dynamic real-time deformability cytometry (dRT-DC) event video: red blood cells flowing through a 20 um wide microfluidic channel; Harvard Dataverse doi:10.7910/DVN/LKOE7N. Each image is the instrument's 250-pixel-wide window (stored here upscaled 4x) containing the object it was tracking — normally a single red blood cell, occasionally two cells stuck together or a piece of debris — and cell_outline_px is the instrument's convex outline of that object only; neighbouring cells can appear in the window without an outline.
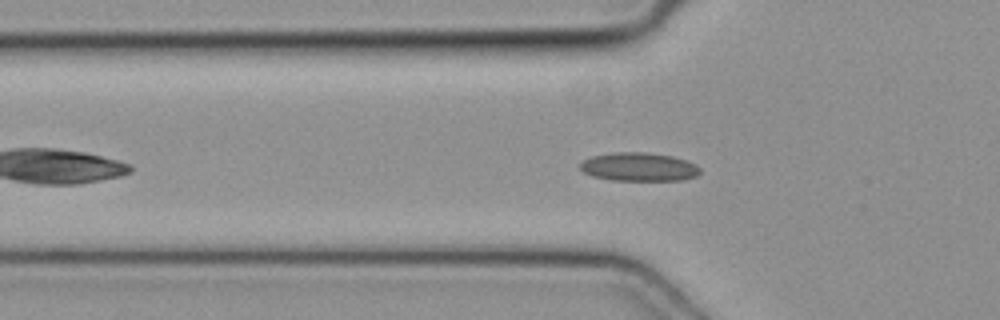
{"species": "common noctule bat (a hibernating species)", "species_latin": "Nyctalus noctula", "temperature_condition": "cold", "stored_images_in_passage": 41, "camera_frame_rate_fps": 3000, "um_per_image_px": 0.085, "animal": {"sex": "female", "body_mass_g": 19.3, "forearm_length_mm": 54.1}, "frame": {"image": 1, "passage_image": 7, "time_ms": 2.0, "image_size_px": [1000, 320], "cell_outline_px": [[700, 172], [696, 176], [684, 180], [608, 180], [592, 176], [584, 172], [580, 168], [580, 164], [584, 160], [592, 156], [612, 152], [648, 152], [672, 156], [696, 164], [700, 168]], "centroid_in_image_um": [54.3, 14.18], "position_along_channel_um": 71.5, "area_um2": 20.0}}
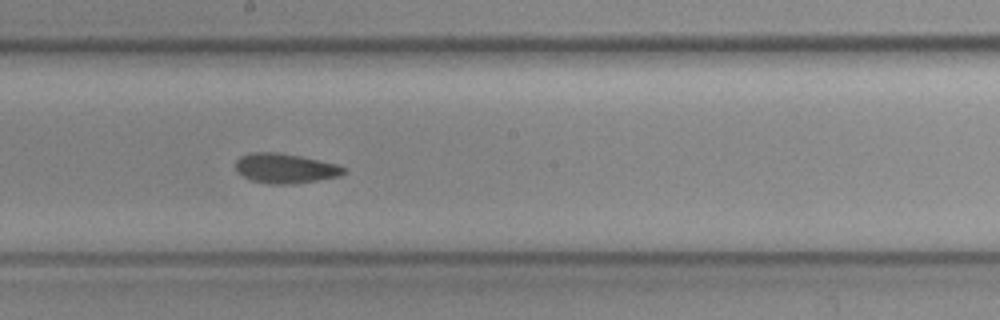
{"frame": {"image": 2, "passage_image": 18, "time_ms": 5.667, "image_size_px": [1000, 320], "cell_outline_px": [[348, 172], [340, 176], [292, 184], [268, 184], [252, 180], [236, 172], [236, 160], [240, 156], [252, 152], [276, 152], [300, 156], [336, 164], [348, 168]], "centroid_in_image_um": [24.26, 14.31], "position_along_channel_um": 223.9, "area_um2": 18.79}}
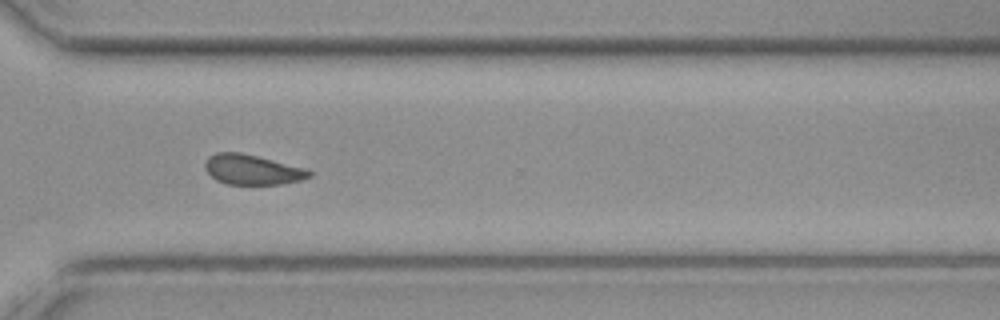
{"frame": {"image": 3, "passage_image": 27, "time_ms": 8.667, "image_size_px": [1000, 320], "cell_outline_px": [[312, 176], [300, 180], [284, 184], [228, 184], [216, 180], [204, 168], [204, 164], [208, 156], [216, 152], [240, 152], [304, 168], [312, 172]], "centroid_in_image_um": [21.41, 14.42], "position_along_channel_um": 349.2, "area_um2": 18.09}}